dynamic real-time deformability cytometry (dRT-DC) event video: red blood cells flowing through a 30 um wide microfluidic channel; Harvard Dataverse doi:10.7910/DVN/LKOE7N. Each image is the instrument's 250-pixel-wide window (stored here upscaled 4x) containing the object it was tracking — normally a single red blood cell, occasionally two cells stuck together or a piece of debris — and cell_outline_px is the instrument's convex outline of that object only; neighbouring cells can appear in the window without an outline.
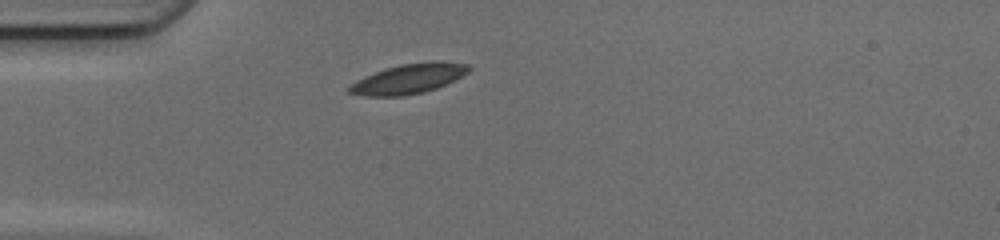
{"species": "common noctule bat (a hibernating species)", "species_latin": "Nyctalus noctula", "temperature_condition": "cold", "stored_images_in_passage": 32, "camera_frame_rate_fps": 3000, "um_per_image_px": 0.085, "animal": {"sex": "female", "body_mass_g": 17.0, "forearm_length_mm": 48.0}, "frame": {"image": 1, "passage_image": 1, "time_ms": 0.0, "image_size_px": [1000, 240], "cell_outline_px": [[472, 68], [468, 72], [436, 88], [424, 92], [404, 96], [364, 96], [348, 92], [348, 88], [356, 80], [364, 76], [384, 68], [400, 64], [432, 60], [440, 60], [468, 64]], "centroid_in_image_um": [34.73, 6.67], "position_along_channel_um": 50.3, "area_um2": 20.87}}
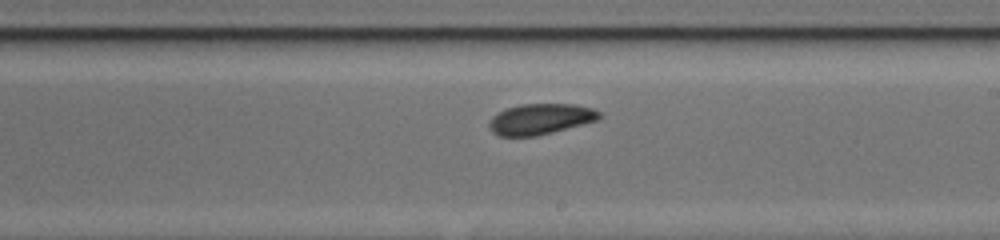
{"frame": {"image": 2, "passage_image": 16, "time_ms": 5.0, "image_size_px": [1000, 240], "cell_outline_px": [[600, 120], [536, 136], [500, 136], [492, 132], [488, 124], [492, 116], [508, 108], [520, 104], [572, 104], [592, 108], [600, 112]], "centroid_in_image_um": [45.95, 10.12], "position_along_channel_um": 243.1, "area_um2": 19.65}}
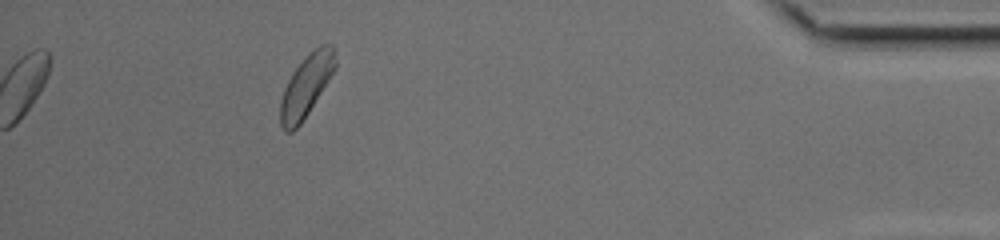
{"frame": {"image": 3, "passage_image": 32, "time_ms": 10.333, "image_size_px": [1000, 240], "cell_outline_px": [[336, 68], [308, 112], [300, 124], [292, 132], [284, 132], [280, 124], [280, 100], [284, 88], [292, 72], [308, 52], [312, 48], [320, 44], [332, 44], [336, 48]], "centroid_in_image_um": [26.03, 7.24], "position_along_channel_um": 409.2, "area_um2": 20.0}, "authors_computed_cell_mechanics": {"area_um2": 19.8543, "velocity_mm_per_s": 4.1435, "shape_relaxation_time_tau1_ms": 8.486, "shape_relaxation_time_tau2_ms": 6.7107, "deformation_change_tau1": 0.132, "deformation_change_tau2": 0.0977}}